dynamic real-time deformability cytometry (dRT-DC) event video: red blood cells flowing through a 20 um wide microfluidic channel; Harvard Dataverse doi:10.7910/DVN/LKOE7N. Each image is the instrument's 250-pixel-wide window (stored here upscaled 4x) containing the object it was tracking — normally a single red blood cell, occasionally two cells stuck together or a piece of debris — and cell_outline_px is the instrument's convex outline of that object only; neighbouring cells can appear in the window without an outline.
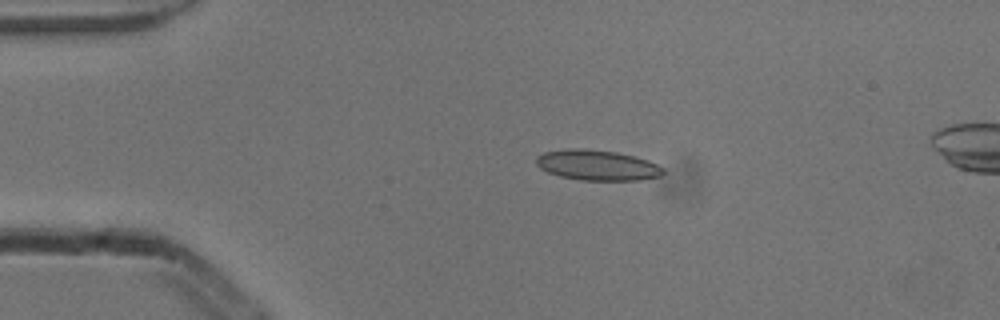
{"species": "common noctule bat (a hibernating species)", "species_latin": "Nyctalus noctula", "temperature_condition": "cold", "stored_images_in_passage": 4, "camera_frame_rate_fps": 3000, "um_per_image_px": 0.085, "animal": {"sex": "male", "body_mass_g": 13.3}, "frame": {"image": 1, "passage_image": 2, "time_ms": 0.333, "image_size_px": [1000, 320], "cell_outline_px": [[664, 172], [660, 176], [640, 180], [580, 180], [560, 176], [548, 172], [540, 168], [536, 164], [536, 156], [544, 152], [568, 148], [584, 148], [616, 152], [636, 156], [648, 160], [664, 168]], "centroid_in_image_um": [50.76, 14.03], "position_along_channel_um": 34.2, "area_um2": 22.6}}
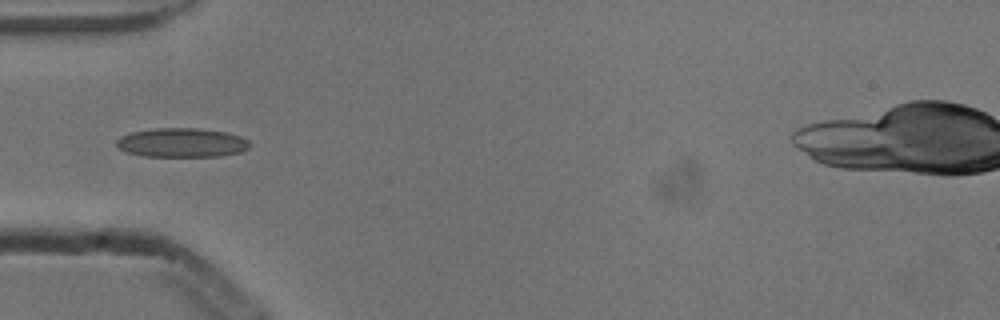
{"frame": {"image": 2, "passage_image": 3, "time_ms": 0.667, "image_size_px": [1000, 320], "cell_outline_px": [[252, 144], [248, 148], [240, 152], [220, 156], [144, 156], [128, 152], [120, 148], [116, 144], [116, 140], [120, 136], [132, 132], [156, 128], [196, 128], [224, 132], [240, 136], [248, 140]], "centroid_in_image_um": [15.47, 12.12], "position_along_channel_um": 69.5, "area_um2": 22.48}}
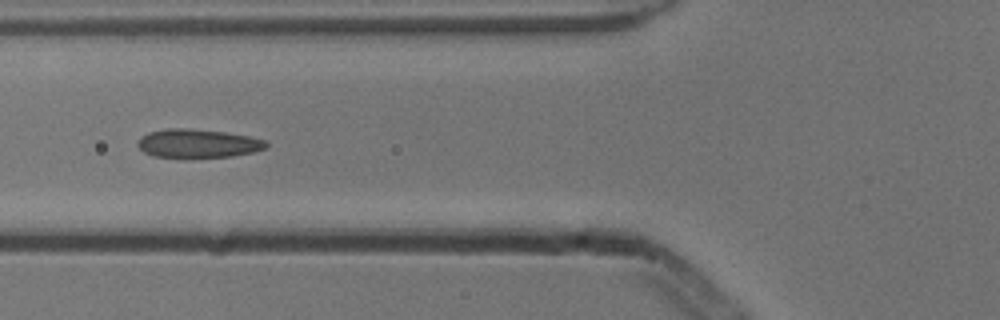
{"frame": {"image": 3, "passage_image": 4, "time_ms": 1.0, "image_size_px": [1000, 320], "cell_outline_px": [[268, 144], [264, 148], [252, 152], [232, 156], [152, 156], [144, 152], [136, 144], [148, 132], [168, 128], [188, 128], [224, 132], [248, 136], [264, 140]], "centroid_in_image_um": [16.8, 12.17], "position_along_channel_um": 109.0, "area_um2": 20.75}}